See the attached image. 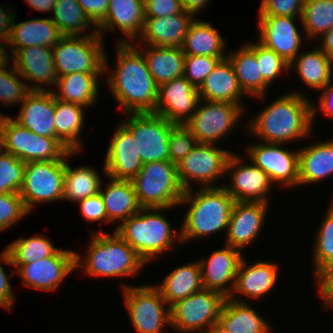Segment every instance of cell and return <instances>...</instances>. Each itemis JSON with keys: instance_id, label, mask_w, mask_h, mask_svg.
Returning a JSON list of instances; mask_svg holds the SVG:
<instances>
[{"instance_id": "cell-35", "label": "cell", "mask_w": 333, "mask_h": 333, "mask_svg": "<svg viewBox=\"0 0 333 333\" xmlns=\"http://www.w3.org/2000/svg\"><path fill=\"white\" fill-rule=\"evenodd\" d=\"M144 47L141 52H143L148 70L158 86L184 75L186 55L181 48L148 45H144Z\"/></svg>"}, {"instance_id": "cell-59", "label": "cell", "mask_w": 333, "mask_h": 333, "mask_svg": "<svg viewBox=\"0 0 333 333\" xmlns=\"http://www.w3.org/2000/svg\"><path fill=\"white\" fill-rule=\"evenodd\" d=\"M320 49L333 61V27L321 37Z\"/></svg>"}, {"instance_id": "cell-55", "label": "cell", "mask_w": 333, "mask_h": 333, "mask_svg": "<svg viewBox=\"0 0 333 333\" xmlns=\"http://www.w3.org/2000/svg\"><path fill=\"white\" fill-rule=\"evenodd\" d=\"M90 21L97 27L106 17L110 0H77Z\"/></svg>"}, {"instance_id": "cell-50", "label": "cell", "mask_w": 333, "mask_h": 333, "mask_svg": "<svg viewBox=\"0 0 333 333\" xmlns=\"http://www.w3.org/2000/svg\"><path fill=\"white\" fill-rule=\"evenodd\" d=\"M27 214L29 213L23 204L20 194H0V232L9 229Z\"/></svg>"}, {"instance_id": "cell-26", "label": "cell", "mask_w": 333, "mask_h": 333, "mask_svg": "<svg viewBox=\"0 0 333 333\" xmlns=\"http://www.w3.org/2000/svg\"><path fill=\"white\" fill-rule=\"evenodd\" d=\"M144 22V0H110L107 15L96 28L97 33L103 37V32L118 27L129 38V41L120 38L118 43H130L139 38Z\"/></svg>"}, {"instance_id": "cell-2", "label": "cell", "mask_w": 333, "mask_h": 333, "mask_svg": "<svg viewBox=\"0 0 333 333\" xmlns=\"http://www.w3.org/2000/svg\"><path fill=\"white\" fill-rule=\"evenodd\" d=\"M316 115L312 101L296 90L279 96L249 120L247 129L263 142L286 144L310 136Z\"/></svg>"}, {"instance_id": "cell-40", "label": "cell", "mask_w": 333, "mask_h": 333, "mask_svg": "<svg viewBox=\"0 0 333 333\" xmlns=\"http://www.w3.org/2000/svg\"><path fill=\"white\" fill-rule=\"evenodd\" d=\"M57 250L58 248L52 245L48 237L33 235L30 238H19L8 244V247L0 254V260L9 265H25L50 257Z\"/></svg>"}, {"instance_id": "cell-11", "label": "cell", "mask_w": 333, "mask_h": 333, "mask_svg": "<svg viewBox=\"0 0 333 333\" xmlns=\"http://www.w3.org/2000/svg\"><path fill=\"white\" fill-rule=\"evenodd\" d=\"M123 289L128 315L137 333H162L165 325L170 326V307L153 285H124Z\"/></svg>"}, {"instance_id": "cell-57", "label": "cell", "mask_w": 333, "mask_h": 333, "mask_svg": "<svg viewBox=\"0 0 333 333\" xmlns=\"http://www.w3.org/2000/svg\"><path fill=\"white\" fill-rule=\"evenodd\" d=\"M14 17L15 14L13 10L10 9V11L7 12L2 5H0V43H8Z\"/></svg>"}, {"instance_id": "cell-62", "label": "cell", "mask_w": 333, "mask_h": 333, "mask_svg": "<svg viewBox=\"0 0 333 333\" xmlns=\"http://www.w3.org/2000/svg\"><path fill=\"white\" fill-rule=\"evenodd\" d=\"M4 44V46L2 45ZM7 44L6 43H0V71L7 69L6 67L8 66V62H10V59H12V57H10L11 55H8L7 50L5 49Z\"/></svg>"}, {"instance_id": "cell-46", "label": "cell", "mask_w": 333, "mask_h": 333, "mask_svg": "<svg viewBox=\"0 0 333 333\" xmlns=\"http://www.w3.org/2000/svg\"><path fill=\"white\" fill-rule=\"evenodd\" d=\"M19 77L22 78L14 67L0 71V102L6 106L22 103L32 91Z\"/></svg>"}, {"instance_id": "cell-23", "label": "cell", "mask_w": 333, "mask_h": 333, "mask_svg": "<svg viewBox=\"0 0 333 333\" xmlns=\"http://www.w3.org/2000/svg\"><path fill=\"white\" fill-rule=\"evenodd\" d=\"M268 203L236 202L229 219L225 245L242 250L257 239L262 230Z\"/></svg>"}, {"instance_id": "cell-17", "label": "cell", "mask_w": 333, "mask_h": 333, "mask_svg": "<svg viewBox=\"0 0 333 333\" xmlns=\"http://www.w3.org/2000/svg\"><path fill=\"white\" fill-rule=\"evenodd\" d=\"M76 251L58 249L52 256L25 265L16 266L23 283L42 291H55L63 280L74 272Z\"/></svg>"}, {"instance_id": "cell-22", "label": "cell", "mask_w": 333, "mask_h": 333, "mask_svg": "<svg viewBox=\"0 0 333 333\" xmlns=\"http://www.w3.org/2000/svg\"><path fill=\"white\" fill-rule=\"evenodd\" d=\"M12 56V67L24 80L36 83L31 86L28 84L31 90L45 91L47 90L45 85L55 86L58 76L55 70L52 47H25L17 49ZM42 84L44 87H40Z\"/></svg>"}, {"instance_id": "cell-38", "label": "cell", "mask_w": 333, "mask_h": 333, "mask_svg": "<svg viewBox=\"0 0 333 333\" xmlns=\"http://www.w3.org/2000/svg\"><path fill=\"white\" fill-rule=\"evenodd\" d=\"M224 47L226 48L225 39L218 30L204 20L194 19L188 28L181 49L186 56L227 57L223 53Z\"/></svg>"}, {"instance_id": "cell-4", "label": "cell", "mask_w": 333, "mask_h": 333, "mask_svg": "<svg viewBox=\"0 0 333 333\" xmlns=\"http://www.w3.org/2000/svg\"><path fill=\"white\" fill-rule=\"evenodd\" d=\"M166 209L170 207L142 208L114 230L146 264L153 261L156 255L158 257L162 252L172 250L175 240L182 243L180 229L178 235H175L173 227L161 213V210L163 212Z\"/></svg>"}, {"instance_id": "cell-16", "label": "cell", "mask_w": 333, "mask_h": 333, "mask_svg": "<svg viewBox=\"0 0 333 333\" xmlns=\"http://www.w3.org/2000/svg\"><path fill=\"white\" fill-rule=\"evenodd\" d=\"M241 162L240 155H230L225 174H229L231 186L222 187L236 202L269 203L267 196L273 184L269 176L251 161L250 164Z\"/></svg>"}, {"instance_id": "cell-36", "label": "cell", "mask_w": 333, "mask_h": 333, "mask_svg": "<svg viewBox=\"0 0 333 333\" xmlns=\"http://www.w3.org/2000/svg\"><path fill=\"white\" fill-rule=\"evenodd\" d=\"M105 191L100 188L104 200L105 211L109 223L121 222L138 213L140 206L131 180H116L110 178Z\"/></svg>"}, {"instance_id": "cell-10", "label": "cell", "mask_w": 333, "mask_h": 333, "mask_svg": "<svg viewBox=\"0 0 333 333\" xmlns=\"http://www.w3.org/2000/svg\"><path fill=\"white\" fill-rule=\"evenodd\" d=\"M225 299L203 288L170 306V326L182 333H205L218 322Z\"/></svg>"}, {"instance_id": "cell-56", "label": "cell", "mask_w": 333, "mask_h": 333, "mask_svg": "<svg viewBox=\"0 0 333 333\" xmlns=\"http://www.w3.org/2000/svg\"><path fill=\"white\" fill-rule=\"evenodd\" d=\"M2 265L0 262V305L7 310H11L15 298L9 277Z\"/></svg>"}, {"instance_id": "cell-53", "label": "cell", "mask_w": 333, "mask_h": 333, "mask_svg": "<svg viewBox=\"0 0 333 333\" xmlns=\"http://www.w3.org/2000/svg\"><path fill=\"white\" fill-rule=\"evenodd\" d=\"M78 202L80 206V213L84 216V218H86L87 221L103 222V220H105V222H109L105 211L104 200L100 192Z\"/></svg>"}, {"instance_id": "cell-25", "label": "cell", "mask_w": 333, "mask_h": 333, "mask_svg": "<svg viewBox=\"0 0 333 333\" xmlns=\"http://www.w3.org/2000/svg\"><path fill=\"white\" fill-rule=\"evenodd\" d=\"M21 104L15 121L37 135L56 138L55 97L51 90H32Z\"/></svg>"}, {"instance_id": "cell-1", "label": "cell", "mask_w": 333, "mask_h": 333, "mask_svg": "<svg viewBox=\"0 0 333 333\" xmlns=\"http://www.w3.org/2000/svg\"><path fill=\"white\" fill-rule=\"evenodd\" d=\"M118 43L116 68L105 79L125 113L155 112L158 85L148 70L141 48Z\"/></svg>"}, {"instance_id": "cell-64", "label": "cell", "mask_w": 333, "mask_h": 333, "mask_svg": "<svg viewBox=\"0 0 333 333\" xmlns=\"http://www.w3.org/2000/svg\"><path fill=\"white\" fill-rule=\"evenodd\" d=\"M4 120V115L0 114V149L2 148V123Z\"/></svg>"}, {"instance_id": "cell-48", "label": "cell", "mask_w": 333, "mask_h": 333, "mask_svg": "<svg viewBox=\"0 0 333 333\" xmlns=\"http://www.w3.org/2000/svg\"><path fill=\"white\" fill-rule=\"evenodd\" d=\"M224 58L226 57L186 56L183 76L188 82L199 88L217 63Z\"/></svg>"}, {"instance_id": "cell-51", "label": "cell", "mask_w": 333, "mask_h": 333, "mask_svg": "<svg viewBox=\"0 0 333 333\" xmlns=\"http://www.w3.org/2000/svg\"><path fill=\"white\" fill-rule=\"evenodd\" d=\"M305 0H262L260 16H292L301 19Z\"/></svg>"}, {"instance_id": "cell-6", "label": "cell", "mask_w": 333, "mask_h": 333, "mask_svg": "<svg viewBox=\"0 0 333 333\" xmlns=\"http://www.w3.org/2000/svg\"><path fill=\"white\" fill-rule=\"evenodd\" d=\"M142 208L178 206L184 189L177 175V165L169 160L143 164L131 180Z\"/></svg>"}, {"instance_id": "cell-49", "label": "cell", "mask_w": 333, "mask_h": 333, "mask_svg": "<svg viewBox=\"0 0 333 333\" xmlns=\"http://www.w3.org/2000/svg\"><path fill=\"white\" fill-rule=\"evenodd\" d=\"M169 161L177 165L197 144L196 138L184 126L176 124L169 134Z\"/></svg>"}, {"instance_id": "cell-28", "label": "cell", "mask_w": 333, "mask_h": 333, "mask_svg": "<svg viewBox=\"0 0 333 333\" xmlns=\"http://www.w3.org/2000/svg\"><path fill=\"white\" fill-rule=\"evenodd\" d=\"M199 98L211 102H226L239 105L244 92L239 86L234 69L226 57L221 59L214 70L207 76L198 88Z\"/></svg>"}, {"instance_id": "cell-60", "label": "cell", "mask_w": 333, "mask_h": 333, "mask_svg": "<svg viewBox=\"0 0 333 333\" xmlns=\"http://www.w3.org/2000/svg\"><path fill=\"white\" fill-rule=\"evenodd\" d=\"M31 8L41 12H53L57 0H25Z\"/></svg>"}, {"instance_id": "cell-13", "label": "cell", "mask_w": 333, "mask_h": 333, "mask_svg": "<svg viewBox=\"0 0 333 333\" xmlns=\"http://www.w3.org/2000/svg\"><path fill=\"white\" fill-rule=\"evenodd\" d=\"M232 152L215 144L198 143L178 164L177 175L184 190L191 189V181L200 187H222L215 185L216 179L225 175L227 160ZM215 185V186H214Z\"/></svg>"}, {"instance_id": "cell-41", "label": "cell", "mask_w": 333, "mask_h": 333, "mask_svg": "<svg viewBox=\"0 0 333 333\" xmlns=\"http://www.w3.org/2000/svg\"><path fill=\"white\" fill-rule=\"evenodd\" d=\"M101 178L94 168L80 166L73 169L66 160L63 200L78 202L100 192Z\"/></svg>"}, {"instance_id": "cell-9", "label": "cell", "mask_w": 333, "mask_h": 333, "mask_svg": "<svg viewBox=\"0 0 333 333\" xmlns=\"http://www.w3.org/2000/svg\"><path fill=\"white\" fill-rule=\"evenodd\" d=\"M75 153L79 152L71 151L68 157L62 160L26 163L24 182L19 194L28 213L35 204L63 200L66 159Z\"/></svg>"}, {"instance_id": "cell-24", "label": "cell", "mask_w": 333, "mask_h": 333, "mask_svg": "<svg viewBox=\"0 0 333 333\" xmlns=\"http://www.w3.org/2000/svg\"><path fill=\"white\" fill-rule=\"evenodd\" d=\"M194 14L183 10L168 17H145L141 35L142 45L181 48Z\"/></svg>"}, {"instance_id": "cell-19", "label": "cell", "mask_w": 333, "mask_h": 333, "mask_svg": "<svg viewBox=\"0 0 333 333\" xmlns=\"http://www.w3.org/2000/svg\"><path fill=\"white\" fill-rule=\"evenodd\" d=\"M241 253V250L226 245L214 251L208 260L200 259L203 288L230 298L235 287L238 267L243 258Z\"/></svg>"}, {"instance_id": "cell-47", "label": "cell", "mask_w": 333, "mask_h": 333, "mask_svg": "<svg viewBox=\"0 0 333 333\" xmlns=\"http://www.w3.org/2000/svg\"><path fill=\"white\" fill-rule=\"evenodd\" d=\"M256 59L263 81L270 86L279 77L282 71H289V63L272 49L256 42Z\"/></svg>"}, {"instance_id": "cell-33", "label": "cell", "mask_w": 333, "mask_h": 333, "mask_svg": "<svg viewBox=\"0 0 333 333\" xmlns=\"http://www.w3.org/2000/svg\"><path fill=\"white\" fill-rule=\"evenodd\" d=\"M170 307L175 302L184 299L203 289L201 266L199 261L185 264L166 275L163 283L153 285Z\"/></svg>"}, {"instance_id": "cell-37", "label": "cell", "mask_w": 333, "mask_h": 333, "mask_svg": "<svg viewBox=\"0 0 333 333\" xmlns=\"http://www.w3.org/2000/svg\"><path fill=\"white\" fill-rule=\"evenodd\" d=\"M299 54L290 62L289 69L296 67L308 88L321 91L332 82L333 61L319 47Z\"/></svg>"}, {"instance_id": "cell-27", "label": "cell", "mask_w": 333, "mask_h": 333, "mask_svg": "<svg viewBox=\"0 0 333 333\" xmlns=\"http://www.w3.org/2000/svg\"><path fill=\"white\" fill-rule=\"evenodd\" d=\"M245 260L242 258L239 264L235 287L230 298H235V294H242L246 298L255 300L262 298L277 282L278 265L270 261L248 265Z\"/></svg>"}, {"instance_id": "cell-8", "label": "cell", "mask_w": 333, "mask_h": 333, "mask_svg": "<svg viewBox=\"0 0 333 333\" xmlns=\"http://www.w3.org/2000/svg\"><path fill=\"white\" fill-rule=\"evenodd\" d=\"M1 149L25 163L62 160L71 152L57 138L37 135L6 115L2 123Z\"/></svg>"}, {"instance_id": "cell-32", "label": "cell", "mask_w": 333, "mask_h": 333, "mask_svg": "<svg viewBox=\"0 0 333 333\" xmlns=\"http://www.w3.org/2000/svg\"><path fill=\"white\" fill-rule=\"evenodd\" d=\"M103 73L73 72L57 78L55 86L59 89L53 92L55 99L74 103L85 108L92 106L98 100V77Z\"/></svg>"}, {"instance_id": "cell-18", "label": "cell", "mask_w": 333, "mask_h": 333, "mask_svg": "<svg viewBox=\"0 0 333 333\" xmlns=\"http://www.w3.org/2000/svg\"><path fill=\"white\" fill-rule=\"evenodd\" d=\"M198 88L184 76L158 86L155 112L169 122L184 125L194 114L199 102Z\"/></svg>"}, {"instance_id": "cell-52", "label": "cell", "mask_w": 333, "mask_h": 333, "mask_svg": "<svg viewBox=\"0 0 333 333\" xmlns=\"http://www.w3.org/2000/svg\"><path fill=\"white\" fill-rule=\"evenodd\" d=\"M183 10L181 0H144L145 17H168Z\"/></svg>"}, {"instance_id": "cell-31", "label": "cell", "mask_w": 333, "mask_h": 333, "mask_svg": "<svg viewBox=\"0 0 333 333\" xmlns=\"http://www.w3.org/2000/svg\"><path fill=\"white\" fill-rule=\"evenodd\" d=\"M299 185L319 182L333 174V139L298 150Z\"/></svg>"}, {"instance_id": "cell-7", "label": "cell", "mask_w": 333, "mask_h": 333, "mask_svg": "<svg viewBox=\"0 0 333 333\" xmlns=\"http://www.w3.org/2000/svg\"><path fill=\"white\" fill-rule=\"evenodd\" d=\"M102 40L97 30L84 36H63L52 47L57 76L73 72L106 73L110 71Z\"/></svg>"}, {"instance_id": "cell-30", "label": "cell", "mask_w": 333, "mask_h": 333, "mask_svg": "<svg viewBox=\"0 0 333 333\" xmlns=\"http://www.w3.org/2000/svg\"><path fill=\"white\" fill-rule=\"evenodd\" d=\"M238 83L244 94L264 98L268 85L263 81L256 59V42L245 43L235 52L227 54Z\"/></svg>"}, {"instance_id": "cell-21", "label": "cell", "mask_w": 333, "mask_h": 333, "mask_svg": "<svg viewBox=\"0 0 333 333\" xmlns=\"http://www.w3.org/2000/svg\"><path fill=\"white\" fill-rule=\"evenodd\" d=\"M297 18L292 16H260L259 42L272 49L287 63L299 54L303 38L296 28Z\"/></svg>"}, {"instance_id": "cell-20", "label": "cell", "mask_w": 333, "mask_h": 333, "mask_svg": "<svg viewBox=\"0 0 333 333\" xmlns=\"http://www.w3.org/2000/svg\"><path fill=\"white\" fill-rule=\"evenodd\" d=\"M103 165L105 175L116 180H132L143 165L136 140L123 124L112 136Z\"/></svg>"}, {"instance_id": "cell-45", "label": "cell", "mask_w": 333, "mask_h": 333, "mask_svg": "<svg viewBox=\"0 0 333 333\" xmlns=\"http://www.w3.org/2000/svg\"><path fill=\"white\" fill-rule=\"evenodd\" d=\"M26 163L0 149V194L20 193Z\"/></svg>"}, {"instance_id": "cell-42", "label": "cell", "mask_w": 333, "mask_h": 333, "mask_svg": "<svg viewBox=\"0 0 333 333\" xmlns=\"http://www.w3.org/2000/svg\"><path fill=\"white\" fill-rule=\"evenodd\" d=\"M52 13L51 20L63 36H80L95 27L77 0H57Z\"/></svg>"}, {"instance_id": "cell-63", "label": "cell", "mask_w": 333, "mask_h": 333, "mask_svg": "<svg viewBox=\"0 0 333 333\" xmlns=\"http://www.w3.org/2000/svg\"><path fill=\"white\" fill-rule=\"evenodd\" d=\"M205 333H233L222 327L218 322L213 324Z\"/></svg>"}, {"instance_id": "cell-61", "label": "cell", "mask_w": 333, "mask_h": 333, "mask_svg": "<svg viewBox=\"0 0 333 333\" xmlns=\"http://www.w3.org/2000/svg\"><path fill=\"white\" fill-rule=\"evenodd\" d=\"M209 0H181L183 9L185 11L191 12L194 15L201 11Z\"/></svg>"}, {"instance_id": "cell-34", "label": "cell", "mask_w": 333, "mask_h": 333, "mask_svg": "<svg viewBox=\"0 0 333 333\" xmlns=\"http://www.w3.org/2000/svg\"><path fill=\"white\" fill-rule=\"evenodd\" d=\"M218 323L233 333H270V326L250 305L238 298H226Z\"/></svg>"}, {"instance_id": "cell-3", "label": "cell", "mask_w": 333, "mask_h": 333, "mask_svg": "<svg viewBox=\"0 0 333 333\" xmlns=\"http://www.w3.org/2000/svg\"><path fill=\"white\" fill-rule=\"evenodd\" d=\"M184 191L179 205L188 204L180 227L182 243L227 231L235 200L223 187H207ZM190 204V205H189Z\"/></svg>"}, {"instance_id": "cell-12", "label": "cell", "mask_w": 333, "mask_h": 333, "mask_svg": "<svg viewBox=\"0 0 333 333\" xmlns=\"http://www.w3.org/2000/svg\"><path fill=\"white\" fill-rule=\"evenodd\" d=\"M128 114L122 124L133 134L142 163L169 160V134L176 124L154 112Z\"/></svg>"}, {"instance_id": "cell-15", "label": "cell", "mask_w": 333, "mask_h": 333, "mask_svg": "<svg viewBox=\"0 0 333 333\" xmlns=\"http://www.w3.org/2000/svg\"><path fill=\"white\" fill-rule=\"evenodd\" d=\"M260 142L247 148L248 158L263 170L272 183L281 186H299V152L283 148L282 143Z\"/></svg>"}, {"instance_id": "cell-54", "label": "cell", "mask_w": 333, "mask_h": 333, "mask_svg": "<svg viewBox=\"0 0 333 333\" xmlns=\"http://www.w3.org/2000/svg\"><path fill=\"white\" fill-rule=\"evenodd\" d=\"M318 292L321 295L324 309L333 306V262L325 267L316 277Z\"/></svg>"}, {"instance_id": "cell-29", "label": "cell", "mask_w": 333, "mask_h": 333, "mask_svg": "<svg viewBox=\"0 0 333 333\" xmlns=\"http://www.w3.org/2000/svg\"><path fill=\"white\" fill-rule=\"evenodd\" d=\"M14 17L7 43L11 52L30 46L53 47L63 35L51 18H37L16 23Z\"/></svg>"}, {"instance_id": "cell-44", "label": "cell", "mask_w": 333, "mask_h": 333, "mask_svg": "<svg viewBox=\"0 0 333 333\" xmlns=\"http://www.w3.org/2000/svg\"><path fill=\"white\" fill-rule=\"evenodd\" d=\"M328 212V213H327ZM318 232L315 234L314 241V274L316 277L325 267L333 262V200L329 205L328 211Z\"/></svg>"}, {"instance_id": "cell-5", "label": "cell", "mask_w": 333, "mask_h": 333, "mask_svg": "<svg viewBox=\"0 0 333 333\" xmlns=\"http://www.w3.org/2000/svg\"><path fill=\"white\" fill-rule=\"evenodd\" d=\"M102 230L93 234L84 260L76 252V269L83 267L84 272L93 277L136 275L146 263L115 231L110 235Z\"/></svg>"}, {"instance_id": "cell-43", "label": "cell", "mask_w": 333, "mask_h": 333, "mask_svg": "<svg viewBox=\"0 0 333 333\" xmlns=\"http://www.w3.org/2000/svg\"><path fill=\"white\" fill-rule=\"evenodd\" d=\"M299 20L308 38H319L333 27V0H305Z\"/></svg>"}, {"instance_id": "cell-58", "label": "cell", "mask_w": 333, "mask_h": 333, "mask_svg": "<svg viewBox=\"0 0 333 333\" xmlns=\"http://www.w3.org/2000/svg\"><path fill=\"white\" fill-rule=\"evenodd\" d=\"M332 82L328 83L321 91L319 107L320 111L327 115L329 118L333 117V85Z\"/></svg>"}, {"instance_id": "cell-14", "label": "cell", "mask_w": 333, "mask_h": 333, "mask_svg": "<svg viewBox=\"0 0 333 333\" xmlns=\"http://www.w3.org/2000/svg\"><path fill=\"white\" fill-rule=\"evenodd\" d=\"M242 110L237 104L200 99L194 114L184 126L198 143L215 144L237 127V121L244 114Z\"/></svg>"}, {"instance_id": "cell-39", "label": "cell", "mask_w": 333, "mask_h": 333, "mask_svg": "<svg viewBox=\"0 0 333 333\" xmlns=\"http://www.w3.org/2000/svg\"><path fill=\"white\" fill-rule=\"evenodd\" d=\"M83 109L81 105L55 99V137L70 151L79 152L82 147L79 135L84 126Z\"/></svg>"}]
</instances>
